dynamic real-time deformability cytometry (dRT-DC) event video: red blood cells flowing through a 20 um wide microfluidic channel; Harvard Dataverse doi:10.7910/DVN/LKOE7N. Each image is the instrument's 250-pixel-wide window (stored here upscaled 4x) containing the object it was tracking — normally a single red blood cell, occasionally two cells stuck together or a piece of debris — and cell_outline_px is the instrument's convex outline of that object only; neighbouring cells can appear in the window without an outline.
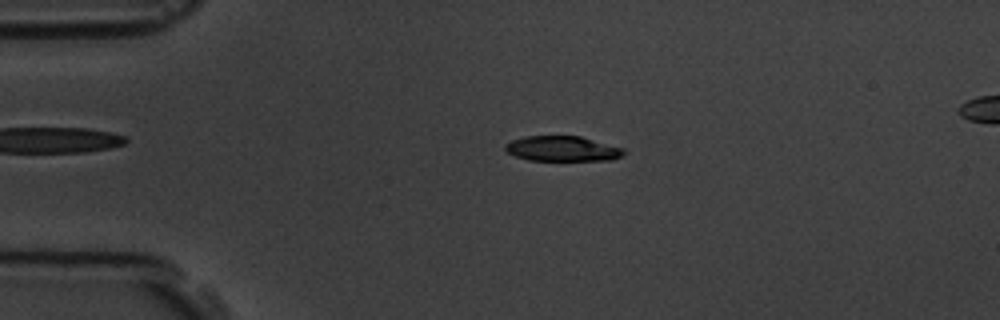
{"species": "common noctule bat (a hibernating species)", "species_latin": "Nyctalus noctula", "temperature_condition": "room temperature", "stored_images_in_passage": 5, "segment_of_instrument_passage": [1, 2], "camera_frame_rate_fps": 3000, "um_per_image_px": 0.085, "animal": {"sex": "male", "body_mass_g": 19.5, "forearm_length_mm": 54.6}, "frame": {"image": 1, "passage_image": 3, "time_ms": 3.0, "image_size_px": [1000, 320], "cell_outline_px": [[624, 156], [612, 160], [528, 160], [516, 156], [508, 152], [504, 148], [504, 144], [512, 140], [524, 136], [580, 136], [624, 148]], "centroid_in_image_um": [47.81, 12.64], "position_along_channel_um": 37.2, "area_um2": 17.4}}